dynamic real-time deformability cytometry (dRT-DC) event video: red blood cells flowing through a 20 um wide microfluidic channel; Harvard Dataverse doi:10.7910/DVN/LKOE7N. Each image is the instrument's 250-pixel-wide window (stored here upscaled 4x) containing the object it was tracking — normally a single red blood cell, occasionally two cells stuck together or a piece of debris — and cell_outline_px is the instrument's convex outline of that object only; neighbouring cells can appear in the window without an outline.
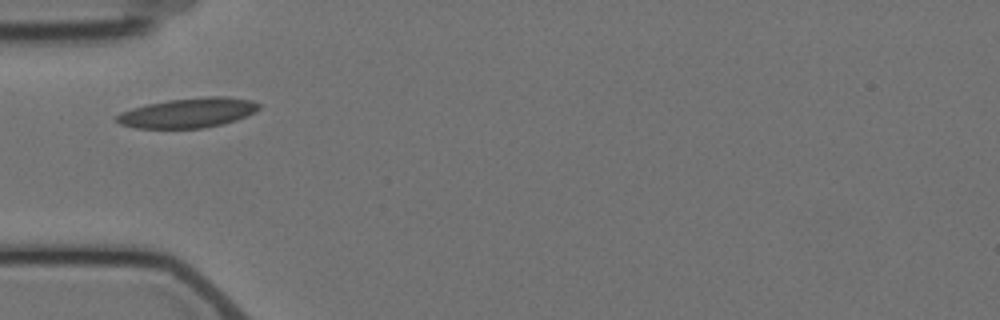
{"species": "Egyptian fruit bat (a non-hibernating species)", "species_latin": "Rousettus aegyptiacus", "temperature_condition": "cold", "stored_images_in_passage": 9, "camera_frame_rate_fps": 3000, "um_per_image_px": 0.085, "animal": {"sex": "female"}, "frame": {"image": 1, "passage_image": 1, "time_ms": 0.0, "image_size_px": [1000, 320], "cell_outline_px": [[260, 108], [256, 112], [236, 120], [224, 124], [204, 128], [136, 128], [120, 124], [116, 120], [116, 116], [120, 112], [132, 108], [148, 104], [168, 100], [208, 96], [224, 96], [252, 100], [260, 104]], "centroid_in_image_um": [16.01, 9.59], "position_along_channel_um": 69.0, "area_um2": 24.74}}
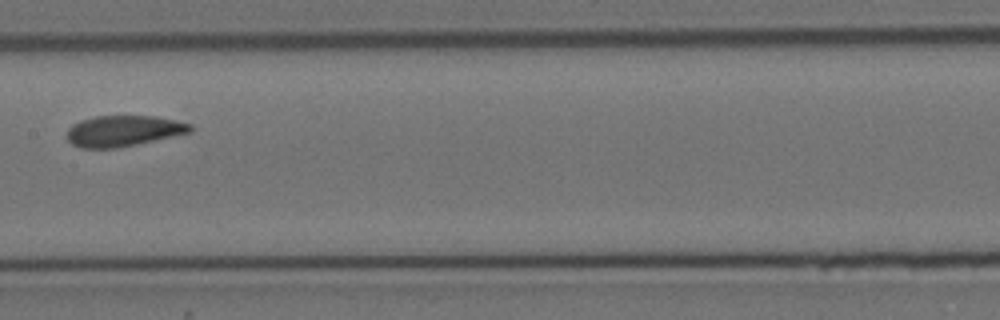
{"frame": {"image": 2, "passage_image": 4, "time_ms": 3.667, "image_size_px": [1000, 320], "cell_outline_px": [[196, 128], [192, 132], [136, 144], [116, 148], [80, 148], [72, 144], [68, 140], [68, 128], [72, 124], [80, 120], [96, 116], [156, 116], [176, 120], [192, 124]], "centroid_in_image_um": [10.52, 11.12], "position_along_channel_um": 196.9, "area_um2": 22.31}}
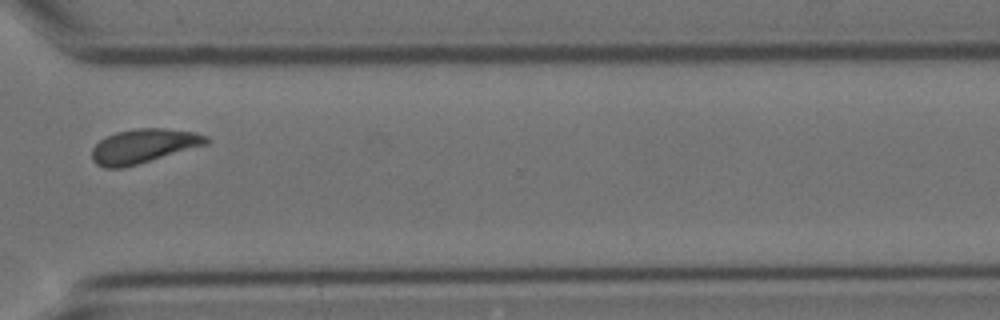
{"frame": {"image": 3, "passage_image": 8, "time_ms": 8.333, "image_size_px": [1000, 320], "cell_outline_px": [[212, 140], [208, 144], [124, 168], [104, 168], [96, 164], [92, 160], [92, 148], [100, 140], [116, 132], [136, 128], [164, 128], [196, 132], [208, 136]], "centroid_in_image_um": [12.23, 12.41], "position_along_channel_um": 358.4, "area_um2": 22.95}}